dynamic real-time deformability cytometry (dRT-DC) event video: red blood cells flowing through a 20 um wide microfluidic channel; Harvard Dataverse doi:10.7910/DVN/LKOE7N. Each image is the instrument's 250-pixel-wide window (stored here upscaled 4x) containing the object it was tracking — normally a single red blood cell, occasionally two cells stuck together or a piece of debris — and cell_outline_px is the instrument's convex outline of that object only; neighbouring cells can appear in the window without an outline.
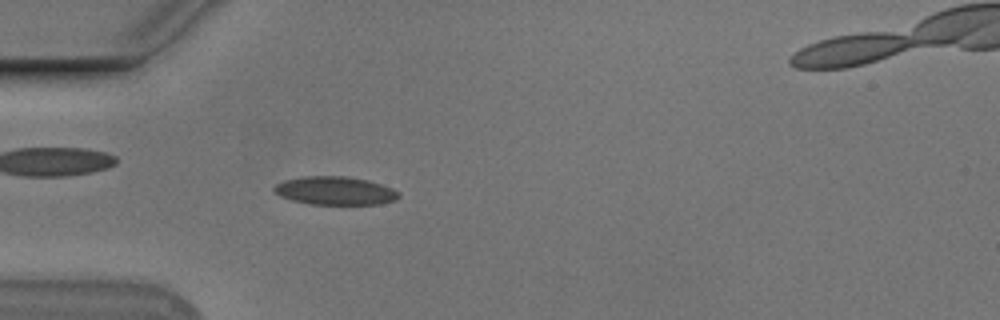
{"species": "Egyptian fruit bat (a non-hibernating species)", "species_latin": "Rousettus aegyptiacus", "temperature_condition": "cold", "stored_images_in_passage": 55, "camera_frame_rate_fps": 3000, "um_per_image_px": 0.085, "animal": {"sex": "male"}, "frame": {"image": 1, "passage_image": 16, "time_ms": 5.0, "image_size_px": [1000, 320], "cell_outline_px": [[400, 196], [396, 200], [380, 204], [312, 204], [292, 200], [280, 196], [272, 192], [272, 188], [276, 184], [284, 180], [304, 176], [344, 176], [368, 180], [392, 188], [400, 192]], "centroid_in_image_um": [28.47, 16.21], "position_along_channel_um": 56.5, "area_um2": 20.63}}
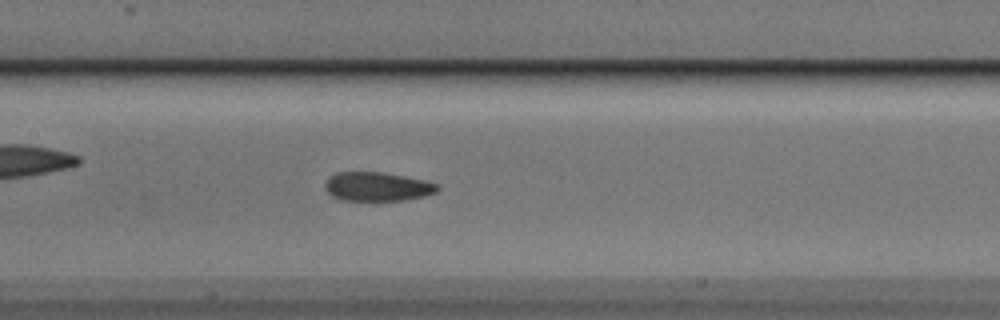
{"frame": {"image": 2, "passage_image": 26, "time_ms": 8.333, "image_size_px": [1000, 320], "cell_outline_px": [[440, 188], [436, 192], [424, 196], [404, 200], [340, 200], [332, 196], [324, 188], [324, 184], [336, 172], [380, 172], [404, 176], [424, 180], [436, 184]], "centroid_in_image_um": [32.06, 15.86], "position_along_channel_um": 175.3, "area_um2": 18.79}}
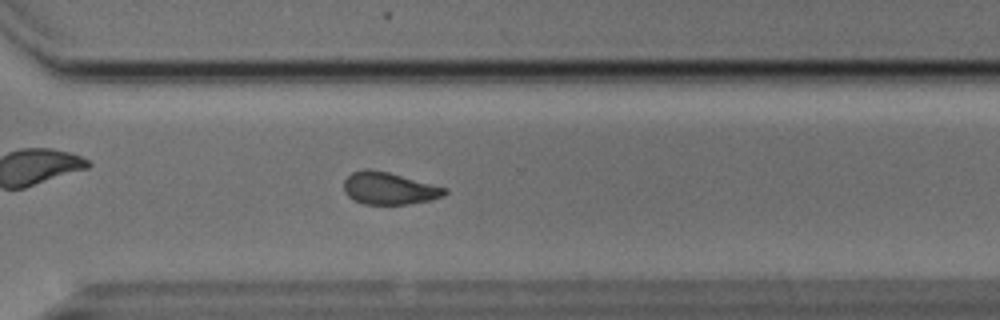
{"frame": {"image": 3, "passage_image": 39, "time_ms": 12.667, "image_size_px": [1000, 320], "cell_outline_px": [[448, 192], [444, 196], [428, 200], [408, 204], [364, 204], [348, 196], [344, 192], [344, 180], [352, 172], [364, 168], [368, 168], [388, 172], [448, 188]], "centroid_in_image_um": [33.07, 16.0], "position_along_channel_um": 337.5, "area_um2": 18.9}, "authors_computed_cell_mechanics": {"area_um2": 19.363, "velocity_mm_per_s": 3.7547, "shape_relaxation_time_tau1_ms": 4.3544, "shape_relaxation_time_tau2_ms": 3.8301, "deformation_change_tau1": 0.1194, "deformation_change_tau2": 0.0781}}